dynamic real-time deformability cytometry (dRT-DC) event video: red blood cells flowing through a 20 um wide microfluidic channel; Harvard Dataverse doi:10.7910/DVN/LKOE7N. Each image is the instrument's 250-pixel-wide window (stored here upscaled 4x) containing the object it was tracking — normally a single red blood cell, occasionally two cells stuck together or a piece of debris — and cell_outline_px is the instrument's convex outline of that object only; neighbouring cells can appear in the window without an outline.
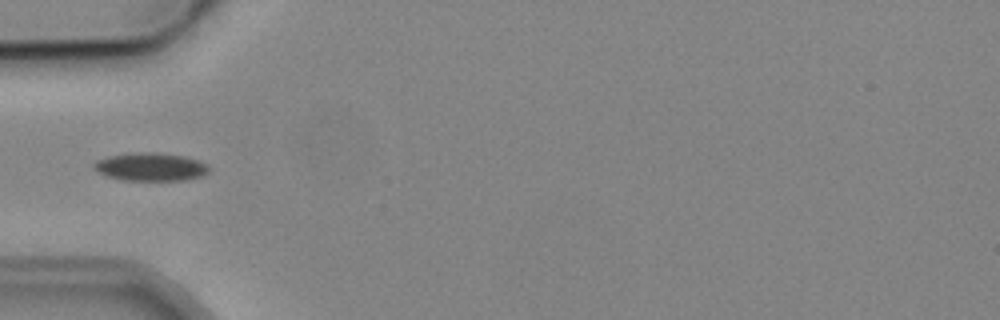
{"species": "common noctule bat (a hibernating species)", "species_latin": "Nyctalus noctula", "temperature_condition": "cold", "stored_images_in_passage": 4, "camera_frame_rate_fps": 3000, "um_per_image_px": 0.085, "animal": {"sex": "male", "body_mass_g": 19.2, "forearm_length_mm": 51.8}, "frame": {"image": 1, "passage_image": 3, "time_ms": 4.333, "image_size_px": [1000, 320], "cell_outline_px": [[208, 172], [200, 176], [184, 180], [124, 180], [108, 176], [100, 172], [92, 164], [96, 160], [108, 156], [128, 152], [160, 152], [184, 156], [200, 160], [208, 164]], "centroid_in_image_um": [12.82, 14.16], "position_along_channel_um": 72.2, "area_um2": 18.9}}